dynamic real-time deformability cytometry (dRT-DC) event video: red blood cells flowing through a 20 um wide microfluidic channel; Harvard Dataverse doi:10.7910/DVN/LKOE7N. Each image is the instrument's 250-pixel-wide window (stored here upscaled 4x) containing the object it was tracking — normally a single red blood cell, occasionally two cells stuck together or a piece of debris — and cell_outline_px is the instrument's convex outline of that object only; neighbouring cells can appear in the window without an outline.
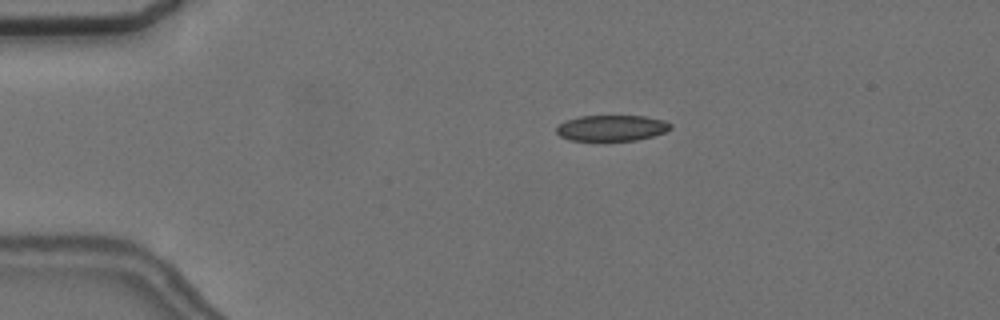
{"species": "common noctule bat (a hibernating species)", "species_latin": "Nyctalus noctula", "temperature_condition": "cold", "stored_images_in_passage": 41, "camera_frame_rate_fps": 3000, "um_per_image_px": 0.085, "animal": {"sex": "female", "body_mass_g": 24.6, "forearm_length_mm": 56.2}, "frame": {"image": 1, "passage_image": 3, "time_ms": 0.667, "image_size_px": [1000, 320], "cell_outline_px": [[672, 128], [664, 132], [652, 136], [636, 140], [568, 140], [560, 136], [556, 132], [556, 128], [560, 124], [568, 120], [580, 116], [644, 116], [664, 120], [672, 124]], "centroid_in_image_um": [52.01, 10.88], "position_along_channel_um": 33.0, "area_um2": 17.05}}
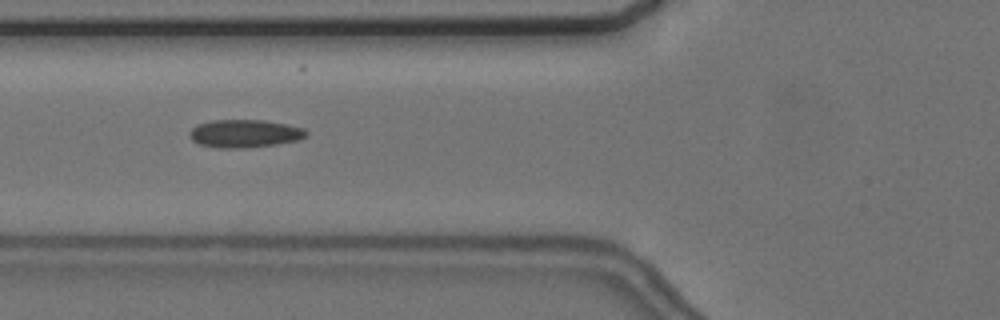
{"frame": {"image": 2, "passage_image": 13, "time_ms": 4.0, "image_size_px": [1000, 320], "cell_outline_px": [[308, 136], [300, 140], [276, 144], [244, 148], [216, 148], [200, 144], [192, 140], [188, 136], [188, 132], [196, 124], [212, 120], [264, 120], [288, 124], [304, 128], [308, 132]], "centroid_in_image_um": [20.8, 11.35], "position_along_channel_um": 105.0, "area_um2": 19.31}}
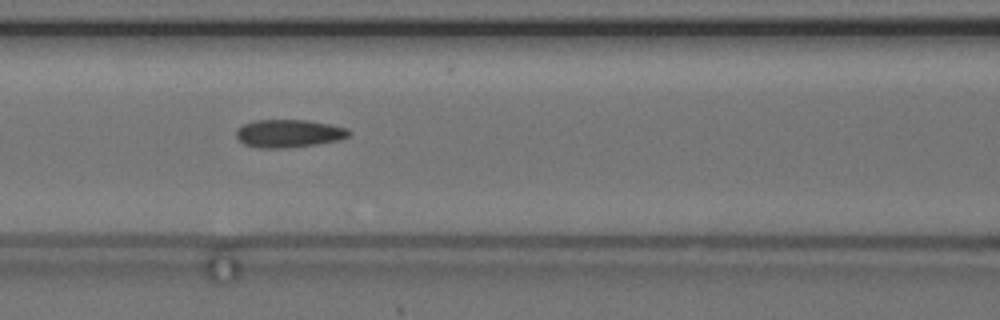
{"frame": {"image": 3, "passage_image": 16, "time_ms": 5.0, "image_size_px": [1000, 320], "cell_outline_px": [[352, 132], [348, 136], [340, 140], [316, 144], [284, 148], [260, 148], [244, 144], [236, 136], [236, 128], [244, 124], [256, 120], [308, 120], [348, 128]], "centroid_in_image_um": [24.55, 11.34], "position_along_channel_um": 142.0, "area_um2": 18.32}, "authors_computed_cell_mechanics": {"area_um2": 18.0914, "velocity_mm_per_s": 3.6405, "shape_relaxation_time_tau1_ms": null, "shape_relaxation_time_tau2_ms": 3.2464, "deformation_change_tau1": null, "deformation_change_tau2": 0.1028}}